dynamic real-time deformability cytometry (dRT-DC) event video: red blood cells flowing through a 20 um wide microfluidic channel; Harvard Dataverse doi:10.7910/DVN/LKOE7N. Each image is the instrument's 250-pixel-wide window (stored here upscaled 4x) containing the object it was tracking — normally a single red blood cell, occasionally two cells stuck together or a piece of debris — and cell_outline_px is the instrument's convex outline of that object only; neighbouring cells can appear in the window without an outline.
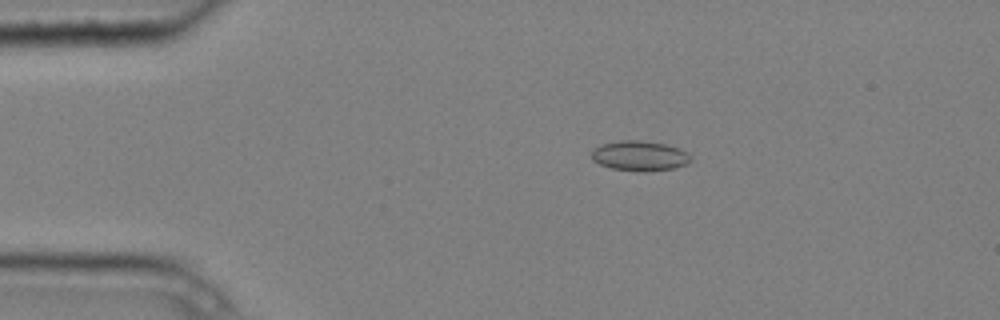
{"species": "common noctule bat (a hibernating species)", "species_latin": "Nyctalus noctula", "temperature_condition": "cold", "stored_images_in_passage": 6, "camera_frame_rate_fps": 3000, "um_per_image_px": 0.085, "animal": {"sex": "male", "body_mass_g": 20.4}, "frame": {"image": 1, "passage_image": 2, "time_ms": 0.333, "image_size_px": [1000, 320], "cell_outline_px": [[692, 160], [688, 164], [676, 168], [644, 172], [636, 172], [612, 168], [600, 164], [592, 160], [592, 152], [600, 144], [620, 140], [640, 140], [664, 144], [680, 148], [688, 152], [692, 156]], "centroid_in_image_um": [54.42, 13.25], "position_along_channel_um": 30.6, "area_um2": 17.63}}
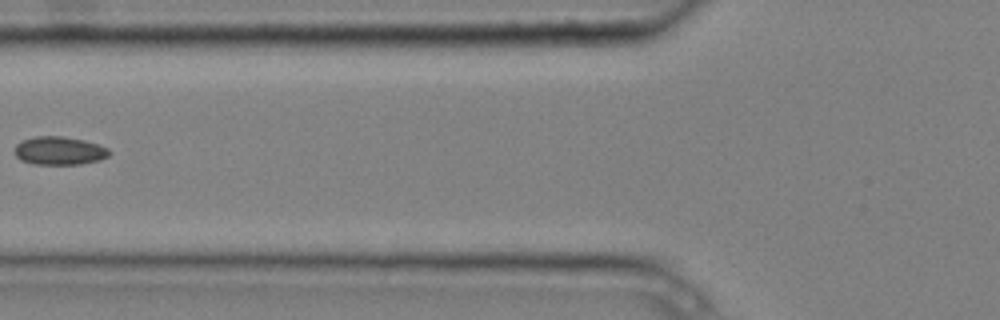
{"frame": {"image": 2, "passage_image": 5, "time_ms": 1.333, "image_size_px": [1000, 320], "cell_outline_px": [[112, 152], [108, 156], [100, 160], [80, 164], [32, 164], [20, 160], [16, 156], [16, 144], [24, 140], [36, 136], [64, 136], [84, 140], [108, 148]], "centroid_in_image_um": [5.06, 12.81], "position_along_channel_um": 120.7, "area_um2": 15.55}}
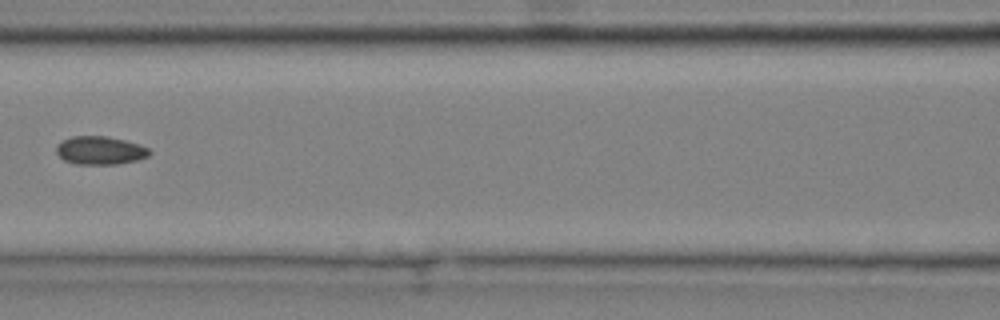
{"frame": {"image": 3, "passage_image": 6, "time_ms": 1.667, "image_size_px": [1000, 320], "cell_outline_px": [[152, 152], [148, 156], [136, 160], [116, 164], [76, 164], [64, 160], [56, 152], [56, 144], [72, 136], [108, 136], [140, 144], [148, 148]], "centroid_in_image_um": [8.51, 12.78], "position_along_channel_um": 158.1, "area_um2": 15.32}}